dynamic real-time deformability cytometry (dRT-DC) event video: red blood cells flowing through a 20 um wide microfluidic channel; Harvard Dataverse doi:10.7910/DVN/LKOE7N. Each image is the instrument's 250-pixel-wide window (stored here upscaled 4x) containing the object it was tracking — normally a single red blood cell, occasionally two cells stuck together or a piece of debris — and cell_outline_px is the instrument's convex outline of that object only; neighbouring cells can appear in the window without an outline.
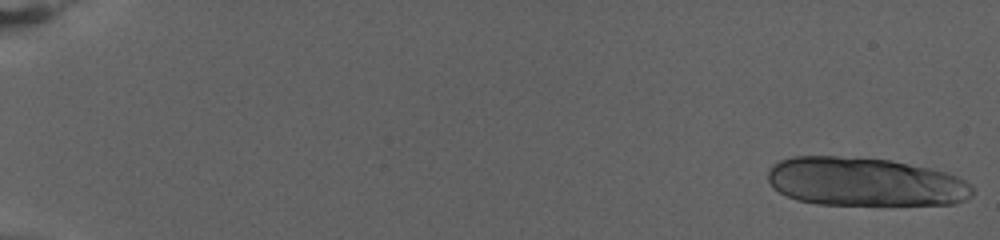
{"species": "human", "species_latin": "Homo sapiens", "temperature_condition": "warm", "stored_images_in_passage": 26, "camera_frame_rate_fps": 3000, "um_per_image_px": 0.085, "donor": {"sex": "female"}, "frame": {"image": 1, "passage_image": 1, "time_ms": 0.0, "image_size_px": [1000, 240], "cell_outline_px": [[972, 196], [956, 204], [816, 204], [796, 200], [772, 188], [768, 180], [768, 172], [772, 164], [780, 160], [792, 156], [836, 156], [892, 160], [928, 168], [944, 172], [956, 176], [964, 180], [972, 188]], "centroid_in_image_um": [73.47, 15.45], "position_along_channel_um": 11.5, "area_um2": 57.86}}